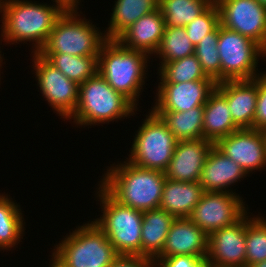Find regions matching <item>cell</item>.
Instances as JSON below:
<instances>
[{"label":"cell","mask_w":266,"mask_h":267,"mask_svg":"<svg viewBox=\"0 0 266 267\" xmlns=\"http://www.w3.org/2000/svg\"><path fill=\"white\" fill-rule=\"evenodd\" d=\"M29 0H4L1 8V43L15 45L33 42L32 53L44 46L65 8L58 2L36 3ZM3 39V40H2Z\"/></svg>","instance_id":"6da1fadb"},{"label":"cell","mask_w":266,"mask_h":267,"mask_svg":"<svg viewBox=\"0 0 266 267\" xmlns=\"http://www.w3.org/2000/svg\"><path fill=\"white\" fill-rule=\"evenodd\" d=\"M165 181L164 171L141 168L126 160L110 164L99 184L120 204L144 212L159 208Z\"/></svg>","instance_id":"7a4b0ae2"},{"label":"cell","mask_w":266,"mask_h":267,"mask_svg":"<svg viewBox=\"0 0 266 267\" xmlns=\"http://www.w3.org/2000/svg\"><path fill=\"white\" fill-rule=\"evenodd\" d=\"M150 58L144 52L124 47L118 40H107L98 55L97 72L139 109Z\"/></svg>","instance_id":"3957f363"},{"label":"cell","mask_w":266,"mask_h":267,"mask_svg":"<svg viewBox=\"0 0 266 267\" xmlns=\"http://www.w3.org/2000/svg\"><path fill=\"white\" fill-rule=\"evenodd\" d=\"M138 109L122 94L114 90L97 72L79 85V98L74 113L67 119L78 126H94L117 122L138 114ZM86 125V126H85Z\"/></svg>","instance_id":"277c9868"},{"label":"cell","mask_w":266,"mask_h":267,"mask_svg":"<svg viewBox=\"0 0 266 267\" xmlns=\"http://www.w3.org/2000/svg\"><path fill=\"white\" fill-rule=\"evenodd\" d=\"M78 9H68L58 18L44 46L38 54L47 58L51 53L74 56H98L108 40L105 31L97 28L91 20L82 19ZM88 20V21H87ZM99 29V30H98Z\"/></svg>","instance_id":"5b68a950"},{"label":"cell","mask_w":266,"mask_h":267,"mask_svg":"<svg viewBox=\"0 0 266 267\" xmlns=\"http://www.w3.org/2000/svg\"><path fill=\"white\" fill-rule=\"evenodd\" d=\"M98 186L95 195L102 215L93 222L105 233L118 255L141 256L143 212L120 204L100 184Z\"/></svg>","instance_id":"8992f818"},{"label":"cell","mask_w":266,"mask_h":267,"mask_svg":"<svg viewBox=\"0 0 266 267\" xmlns=\"http://www.w3.org/2000/svg\"><path fill=\"white\" fill-rule=\"evenodd\" d=\"M54 245L52 253L67 267H109L118 256L105 233L88 221Z\"/></svg>","instance_id":"52a82bcc"},{"label":"cell","mask_w":266,"mask_h":267,"mask_svg":"<svg viewBox=\"0 0 266 267\" xmlns=\"http://www.w3.org/2000/svg\"><path fill=\"white\" fill-rule=\"evenodd\" d=\"M142 119L127 161L145 168L166 171L173 157L178 140L170 132L166 123L151 109Z\"/></svg>","instance_id":"ba28073f"},{"label":"cell","mask_w":266,"mask_h":267,"mask_svg":"<svg viewBox=\"0 0 266 267\" xmlns=\"http://www.w3.org/2000/svg\"><path fill=\"white\" fill-rule=\"evenodd\" d=\"M217 48L221 61V82L250 80L262 73L256 67L259 58H264V50L251 39L219 25Z\"/></svg>","instance_id":"9c48e42d"},{"label":"cell","mask_w":266,"mask_h":267,"mask_svg":"<svg viewBox=\"0 0 266 267\" xmlns=\"http://www.w3.org/2000/svg\"><path fill=\"white\" fill-rule=\"evenodd\" d=\"M31 60L37 86L48 105L63 119H68L75 111L79 98V84L68 79L59 69L38 53Z\"/></svg>","instance_id":"30bf717a"},{"label":"cell","mask_w":266,"mask_h":267,"mask_svg":"<svg viewBox=\"0 0 266 267\" xmlns=\"http://www.w3.org/2000/svg\"><path fill=\"white\" fill-rule=\"evenodd\" d=\"M243 200L235 191L204 192L188 218L209 236L239 221L249 211Z\"/></svg>","instance_id":"8fae6325"},{"label":"cell","mask_w":266,"mask_h":267,"mask_svg":"<svg viewBox=\"0 0 266 267\" xmlns=\"http://www.w3.org/2000/svg\"><path fill=\"white\" fill-rule=\"evenodd\" d=\"M220 25L266 47V7L258 0H214Z\"/></svg>","instance_id":"7c38bea8"},{"label":"cell","mask_w":266,"mask_h":267,"mask_svg":"<svg viewBox=\"0 0 266 267\" xmlns=\"http://www.w3.org/2000/svg\"><path fill=\"white\" fill-rule=\"evenodd\" d=\"M246 214L208 236L209 267H246Z\"/></svg>","instance_id":"4fadbf2b"},{"label":"cell","mask_w":266,"mask_h":267,"mask_svg":"<svg viewBox=\"0 0 266 267\" xmlns=\"http://www.w3.org/2000/svg\"><path fill=\"white\" fill-rule=\"evenodd\" d=\"M214 80H197L181 83H159L151 107L153 112H184L203 107L215 90Z\"/></svg>","instance_id":"5bb4252c"},{"label":"cell","mask_w":266,"mask_h":267,"mask_svg":"<svg viewBox=\"0 0 266 267\" xmlns=\"http://www.w3.org/2000/svg\"><path fill=\"white\" fill-rule=\"evenodd\" d=\"M215 146L248 175L266 169V148L260 130L239 129L219 139Z\"/></svg>","instance_id":"9a60e30c"},{"label":"cell","mask_w":266,"mask_h":267,"mask_svg":"<svg viewBox=\"0 0 266 267\" xmlns=\"http://www.w3.org/2000/svg\"><path fill=\"white\" fill-rule=\"evenodd\" d=\"M214 145L207 139L178 141L165 171L166 178L180 182H199L202 168Z\"/></svg>","instance_id":"2e32d148"},{"label":"cell","mask_w":266,"mask_h":267,"mask_svg":"<svg viewBox=\"0 0 266 267\" xmlns=\"http://www.w3.org/2000/svg\"><path fill=\"white\" fill-rule=\"evenodd\" d=\"M227 101L234 124L239 129H254L258 96V76L250 80H229L215 88Z\"/></svg>","instance_id":"e0dca14e"},{"label":"cell","mask_w":266,"mask_h":267,"mask_svg":"<svg viewBox=\"0 0 266 267\" xmlns=\"http://www.w3.org/2000/svg\"><path fill=\"white\" fill-rule=\"evenodd\" d=\"M190 255L206 259L208 235L189 218H175L157 257Z\"/></svg>","instance_id":"ac0fdd59"},{"label":"cell","mask_w":266,"mask_h":267,"mask_svg":"<svg viewBox=\"0 0 266 267\" xmlns=\"http://www.w3.org/2000/svg\"><path fill=\"white\" fill-rule=\"evenodd\" d=\"M247 176L239 164L224 155L214 145L202 168L199 183L204 192L233 193L231 186L241 181L242 178L244 180Z\"/></svg>","instance_id":"d6986e66"},{"label":"cell","mask_w":266,"mask_h":267,"mask_svg":"<svg viewBox=\"0 0 266 267\" xmlns=\"http://www.w3.org/2000/svg\"><path fill=\"white\" fill-rule=\"evenodd\" d=\"M165 27V19L158 8L139 18L117 40L128 49L156 56Z\"/></svg>","instance_id":"ffe728a7"},{"label":"cell","mask_w":266,"mask_h":267,"mask_svg":"<svg viewBox=\"0 0 266 267\" xmlns=\"http://www.w3.org/2000/svg\"><path fill=\"white\" fill-rule=\"evenodd\" d=\"M203 193L199 182H180L166 178L159 208L175 218H188Z\"/></svg>","instance_id":"44dd1931"},{"label":"cell","mask_w":266,"mask_h":267,"mask_svg":"<svg viewBox=\"0 0 266 267\" xmlns=\"http://www.w3.org/2000/svg\"><path fill=\"white\" fill-rule=\"evenodd\" d=\"M174 220V216L161 208L143 212L141 256L153 261L162 252Z\"/></svg>","instance_id":"7402d4cb"},{"label":"cell","mask_w":266,"mask_h":267,"mask_svg":"<svg viewBox=\"0 0 266 267\" xmlns=\"http://www.w3.org/2000/svg\"><path fill=\"white\" fill-rule=\"evenodd\" d=\"M203 139L216 143L239 130L234 124L226 99L215 89L204 104Z\"/></svg>","instance_id":"603a6c76"},{"label":"cell","mask_w":266,"mask_h":267,"mask_svg":"<svg viewBox=\"0 0 266 267\" xmlns=\"http://www.w3.org/2000/svg\"><path fill=\"white\" fill-rule=\"evenodd\" d=\"M159 0H116L104 30L108 40H117L139 18L158 9Z\"/></svg>","instance_id":"cb8c5ba5"},{"label":"cell","mask_w":266,"mask_h":267,"mask_svg":"<svg viewBox=\"0 0 266 267\" xmlns=\"http://www.w3.org/2000/svg\"><path fill=\"white\" fill-rule=\"evenodd\" d=\"M8 196L0 194V251H10L20 244L26 226L20 205Z\"/></svg>","instance_id":"d4e9b609"},{"label":"cell","mask_w":266,"mask_h":267,"mask_svg":"<svg viewBox=\"0 0 266 267\" xmlns=\"http://www.w3.org/2000/svg\"><path fill=\"white\" fill-rule=\"evenodd\" d=\"M162 118L178 140L203 139L204 107H194L184 112H154Z\"/></svg>","instance_id":"484cf974"},{"label":"cell","mask_w":266,"mask_h":267,"mask_svg":"<svg viewBox=\"0 0 266 267\" xmlns=\"http://www.w3.org/2000/svg\"><path fill=\"white\" fill-rule=\"evenodd\" d=\"M214 0H159L165 26L185 27L202 14Z\"/></svg>","instance_id":"4316f807"},{"label":"cell","mask_w":266,"mask_h":267,"mask_svg":"<svg viewBox=\"0 0 266 267\" xmlns=\"http://www.w3.org/2000/svg\"><path fill=\"white\" fill-rule=\"evenodd\" d=\"M46 60L79 85L97 73L98 56L51 53Z\"/></svg>","instance_id":"83f0119b"},{"label":"cell","mask_w":266,"mask_h":267,"mask_svg":"<svg viewBox=\"0 0 266 267\" xmlns=\"http://www.w3.org/2000/svg\"><path fill=\"white\" fill-rule=\"evenodd\" d=\"M158 83H181L197 80H213L203 71L197 57L193 54L171 62L159 63Z\"/></svg>","instance_id":"f1b7e54d"},{"label":"cell","mask_w":266,"mask_h":267,"mask_svg":"<svg viewBox=\"0 0 266 267\" xmlns=\"http://www.w3.org/2000/svg\"><path fill=\"white\" fill-rule=\"evenodd\" d=\"M194 48L184 27L166 26L155 54L160 63H165L193 55Z\"/></svg>","instance_id":"f546056e"},{"label":"cell","mask_w":266,"mask_h":267,"mask_svg":"<svg viewBox=\"0 0 266 267\" xmlns=\"http://www.w3.org/2000/svg\"><path fill=\"white\" fill-rule=\"evenodd\" d=\"M259 215L246 213V267L266 260V217Z\"/></svg>","instance_id":"4dcf8cb0"},{"label":"cell","mask_w":266,"mask_h":267,"mask_svg":"<svg viewBox=\"0 0 266 267\" xmlns=\"http://www.w3.org/2000/svg\"><path fill=\"white\" fill-rule=\"evenodd\" d=\"M218 27L205 35L194 48L203 71L216 83L221 82V61L218 51Z\"/></svg>","instance_id":"1f68e13d"},{"label":"cell","mask_w":266,"mask_h":267,"mask_svg":"<svg viewBox=\"0 0 266 267\" xmlns=\"http://www.w3.org/2000/svg\"><path fill=\"white\" fill-rule=\"evenodd\" d=\"M220 25L219 10L213 2L202 14L192 20L184 28L191 43L196 46L207 34L213 32Z\"/></svg>","instance_id":"d6a6232c"},{"label":"cell","mask_w":266,"mask_h":267,"mask_svg":"<svg viewBox=\"0 0 266 267\" xmlns=\"http://www.w3.org/2000/svg\"><path fill=\"white\" fill-rule=\"evenodd\" d=\"M153 263L154 267H209L206 259L190 255L156 257Z\"/></svg>","instance_id":"836d02e7"},{"label":"cell","mask_w":266,"mask_h":267,"mask_svg":"<svg viewBox=\"0 0 266 267\" xmlns=\"http://www.w3.org/2000/svg\"><path fill=\"white\" fill-rule=\"evenodd\" d=\"M266 128V73L258 75V96L254 118V129Z\"/></svg>","instance_id":"e575fe53"},{"label":"cell","mask_w":266,"mask_h":267,"mask_svg":"<svg viewBox=\"0 0 266 267\" xmlns=\"http://www.w3.org/2000/svg\"><path fill=\"white\" fill-rule=\"evenodd\" d=\"M109 267H154V263L143 256L118 255Z\"/></svg>","instance_id":"d590c367"},{"label":"cell","mask_w":266,"mask_h":267,"mask_svg":"<svg viewBox=\"0 0 266 267\" xmlns=\"http://www.w3.org/2000/svg\"><path fill=\"white\" fill-rule=\"evenodd\" d=\"M54 2L60 3L66 10L68 9H78L81 0H52Z\"/></svg>","instance_id":"8d00e7d4"},{"label":"cell","mask_w":266,"mask_h":267,"mask_svg":"<svg viewBox=\"0 0 266 267\" xmlns=\"http://www.w3.org/2000/svg\"><path fill=\"white\" fill-rule=\"evenodd\" d=\"M51 260H50V264L49 267H67L64 263H62V261H60L53 253L51 256Z\"/></svg>","instance_id":"74e56055"},{"label":"cell","mask_w":266,"mask_h":267,"mask_svg":"<svg viewBox=\"0 0 266 267\" xmlns=\"http://www.w3.org/2000/svg\"><path fill=\"white\" fill-rule=\"evenodd\" d=\"M247 267H266V260L255 263V264L247 266Z\"/></svg>","instance_id":"f35d334b"},{"label":"cell","mask_w":266,"mask_h":267,"mask_svg":"<svg viewBox=\"0 0 266 267\" xmlns=\"http://www.w3.org/2000/svg\"><path fill=\"white\" fill-rule=\"evenodd\" d=\"M262 132L263 138H264V143H265V148H266V128L260 130Z\"/></svg>","instance_id":"ab89813d"},{"label":"cell","mask_w":266,"mask_h":267,"mask_svg":"<svg viewBox=\"0 0 266 267\" xmlns=\"http://www.w3.org/2000/svg\"><path fill=\"white\" fill-rule=\"evenodd\" d=\"M1 56L3 57L4 55H2V51L0 50V68L2 67V64H4V63H3V59H4V58H2ZM0 71H1V70H0ZM0 73H2V72H0ZM0 76H1V74H0ZM0 79H1V78H0ZM0 84H1V83H0Z\"/></svg>","instance_id":"60d3db41"},{"label":"cell","mask_w":266,"mask_h":267,"mask_svg":"<svg viewBox=\"0 0 266 267\" xmlns=\"http://www.w3.org/2000/svg\"><path fill=\"white\" fill-rule=\"evenodd\" d=\"M263 6L266 7V0H258Z\"/></svg>","instance_id":"b9f144b4"},{"label":"cell","mask_w":266,"mask_h":267,"mask_svg":"<svg viewBox=\"0 0 266 267\" xmlns=\"http://www.w3.org/2000/svg\"><path fill=\"white\" fill-rule=\"evenodd\" d=\"M3 3H4V0H0V13H1V8H2Z\"/></svg>","instance_id":"7bdbcfd3"},{"label":"cell","mask_w":266,"mask_h":267,"mask_svg":"<svg viewBox=\"0 0 266 267\" xmlns=\"http://www.w3.org/2000/svg\"><path fill=\"white\" fill-rule=\"evenodd\" d=\"M263 55H264V57H266V47L264 48V53H263ZM263 59H264V61H266L265 58H263ZM265 73H266V71H265Z\"/></svg>","instance_id":"ee69618b"}]
</instances>
